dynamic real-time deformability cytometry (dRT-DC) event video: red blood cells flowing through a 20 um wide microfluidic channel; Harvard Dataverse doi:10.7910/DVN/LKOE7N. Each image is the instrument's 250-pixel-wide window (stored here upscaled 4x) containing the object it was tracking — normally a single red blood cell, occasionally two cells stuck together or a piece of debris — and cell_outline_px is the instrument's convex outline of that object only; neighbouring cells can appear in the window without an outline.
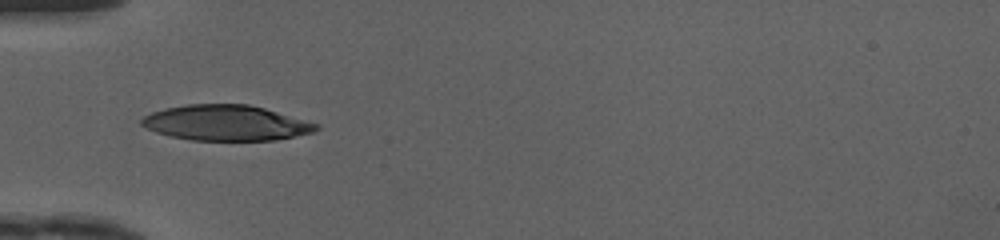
{"species": "human", "species_latin": "Homo sapiens", "temperature_condition": "cold", "stored_images_in_passage": 33, "camera_frame_rate_fps": 3000, "um_per_image_px": 0.085, "donor": {"sex": "female"}, "frame": {"image": 1, "passage_image": 1, "time_ms": 0.0, "image_size_px": [1000, 240], "cell_outline_px": [[320, 128], [312, 132], [276, 140], [192, 140], [172, 136], [156, 132], [140, 124], [140, 120], [144, 116], [152, 112], [164, 108], [188, 104], [248, 104], [264, 108], [320, 124]], "centroid_in_image_um": [19.21, 10.44], "position_along_channel_um": 65.8, "area_um2": 35.89}}
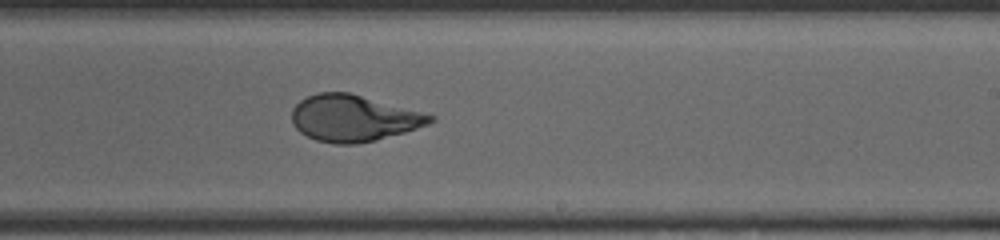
{"frame": {"image": 2, "passage_image": 15, "time_ms": 4.667, "image_size_px": [1000, 240], "cell_outline_px": [[436, 120], [428, 124], [404, 132], [376, 140], [356, 144], [336, 144], [316, 140], [300, 132], [292, 124], [292, 108], [300, 100], [316, 92], [348, 92], [436, 116]], "centroid_in_image_um": [30.02, 10.05], "position_along_channel_um": 259.0, "area_um2": 37.22}}
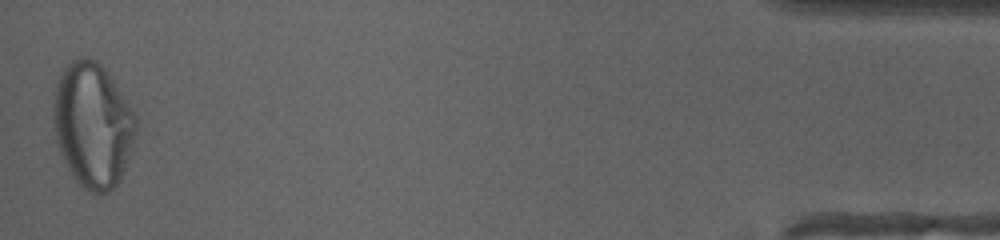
{"frame": {"image": 3, "passage_image": 33, "time_ms": 10.667, "image_size_px": [1000, 240], "cell_outline_px": [[136, 132], [132, 152], [124, 172], [120, 180], [108, 192], [100, 196], [88, 192], [72, 176], [68, 168], [56, 140], [52, 116], [52, 108], [56, 84], [64, 68], [76, 56], [88, 56], [96, 60], [104, 68], [132, 108], [136, 116]], "centroid_in_image_um": [7.89, 10.64], "position_along_channel_um": 427.3, "area_um2": 60.52}, "authors_computed_cell_mechanics": {"area_um2": 37.3966, "velocity_mm_per_s": 4.1801, "shape_relaxation_time_tau1_ms": 7.3402, "shape_relaxation_time_tau2_ms": null, "deformation_change_tau1": 0.304, "deformation_change_tau2": null}}